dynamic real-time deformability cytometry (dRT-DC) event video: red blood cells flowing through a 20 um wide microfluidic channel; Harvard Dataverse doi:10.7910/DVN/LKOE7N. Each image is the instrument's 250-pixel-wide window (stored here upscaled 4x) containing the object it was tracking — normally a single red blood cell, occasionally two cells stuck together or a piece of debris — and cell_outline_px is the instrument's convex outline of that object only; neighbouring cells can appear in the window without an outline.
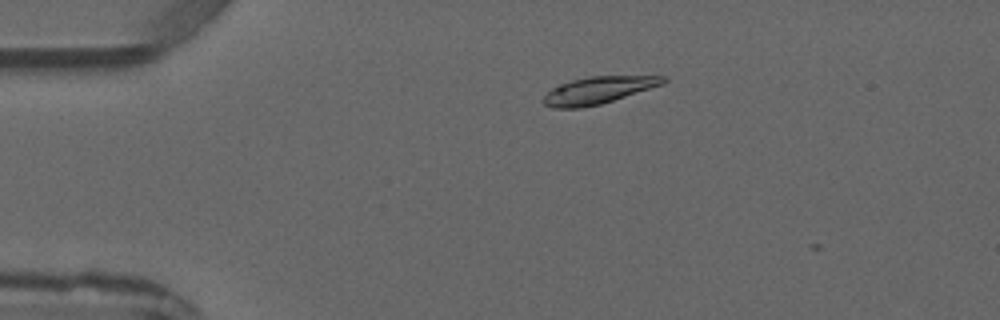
{"species": "common noctule bat (a hibernating species)", "species_latin": "Nyctalus noctula", "temperature_condition": "warm", "stored_images_in_passage": 2, "camera_frame_rate_fps": 3000, "um_per_image_px": 0.085, "animal": {"sex": "male", "forearm_length_mm": 52.5}, "frame": {"image": 1, "passage_image": 1, "time_ms": 0.0, "image_size_px": [1000, 320], "cell_outline_px": [[668, 80], [664, 84], [600, 104], [580, 108], [552, 108], [544, 104], [540, 100], [552, 88], [560, 84], [572, 80], [588, 76], [664, 76]], "centroid_in_image_um": [50.82, 7.67], "position_along_channel_um": 34.2, "area_um2": 18.84}}